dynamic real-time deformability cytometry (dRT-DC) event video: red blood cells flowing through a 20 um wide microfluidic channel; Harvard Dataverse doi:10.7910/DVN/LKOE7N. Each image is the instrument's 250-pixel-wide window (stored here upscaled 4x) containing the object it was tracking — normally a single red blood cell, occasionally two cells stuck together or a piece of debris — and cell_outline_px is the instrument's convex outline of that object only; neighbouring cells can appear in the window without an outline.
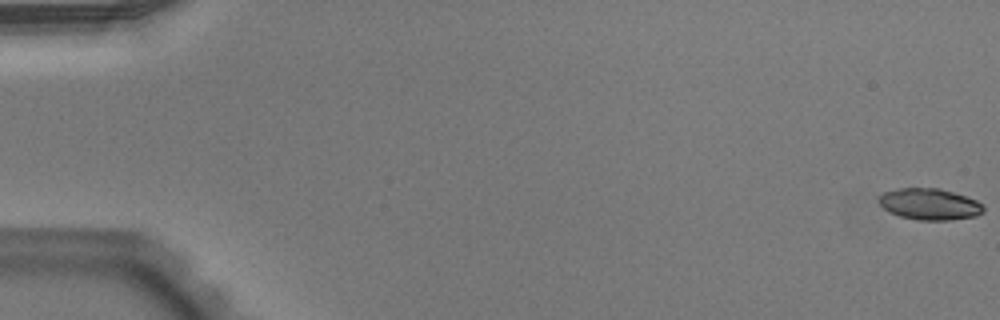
{"species": "Egyptian fruit bat (a non-hibernating species)", "species_latin": "Rousettus aegyptiacus", "temperature_condition": "warm", "stored_images_in_passage": 54, "segment_of_instrument_passage": [1, 2], "camera_frame_rate_fps": 3000, "um_per_image_px": 0.085, "animal": {"sex": "male"}, "frame": {"image": 1, "passage_image": 1, "time_ms": 0.0, "image_size_px": [1000, 320], "cell_outline_px": [[984, 212], [976, 216], [948, 220], [916, 220], [900, 216], [884, 208], [880, 204], [880, 196], [884, 192], [896, 188], [940, 188], [976, 200], [984, 204]], "centroid_in_image_um": [79.05, 17.35], "position_along_channel_um": 6.0, "area_um2": 19.02}}
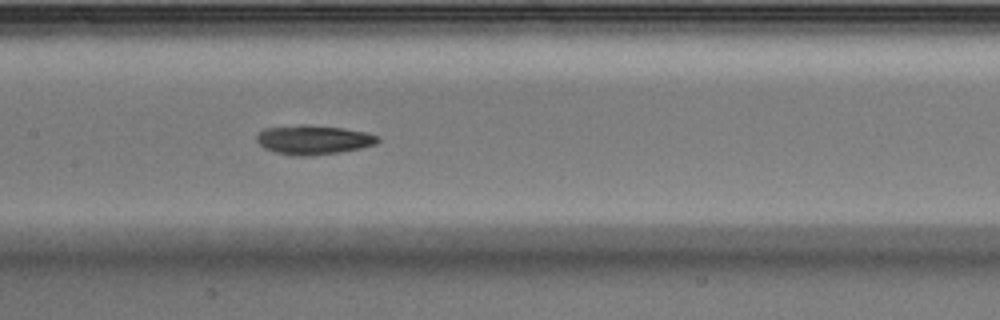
{"frame": {"image": 2, "passage_image": 27, "time_ms": 8.667, "image_size_px": [1000, 320], "cell_outline_px": [[380, 140], [376, 144], [360, 148], [336, 152], [308, 156], [300, 156], [276, 152], [264, 148], [256, 140], [256, 136], [264, 128], [300, 124], [304, 124], [344, 128], [364, 132], [380, 136]], "centroid_in_image_um": [26.64, 11.86], "position_along_channel_um": 180.8, "area_um2": 20.52}}
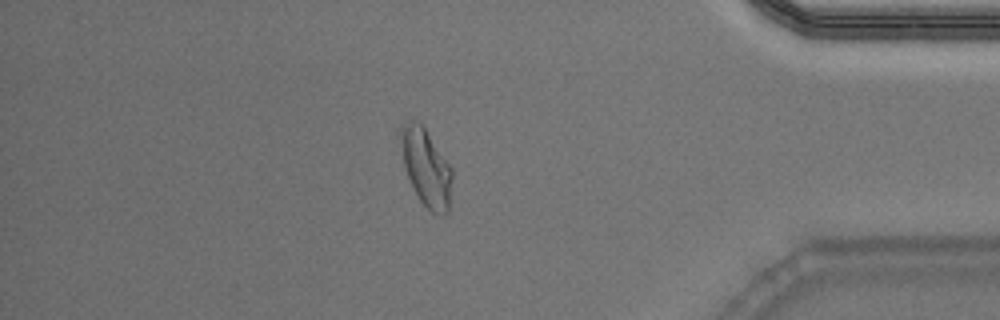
{"frame": {"image": 3, "passage_image": 46, "time_ms": 15.0, "image_size_px": [1000, 320], "cell_outline_px": [[452, 176], [448, 212], [444, 216], [432, 212], [420, 200], [404, 168], [400, 140], [400, 128], [412, 120], [420, 124], [424, 128], [452, 168]], "centroid_in_image_um": [36.23, 14.26], "position_along_channel_um": 399.0, "area_um2": 22.54}}